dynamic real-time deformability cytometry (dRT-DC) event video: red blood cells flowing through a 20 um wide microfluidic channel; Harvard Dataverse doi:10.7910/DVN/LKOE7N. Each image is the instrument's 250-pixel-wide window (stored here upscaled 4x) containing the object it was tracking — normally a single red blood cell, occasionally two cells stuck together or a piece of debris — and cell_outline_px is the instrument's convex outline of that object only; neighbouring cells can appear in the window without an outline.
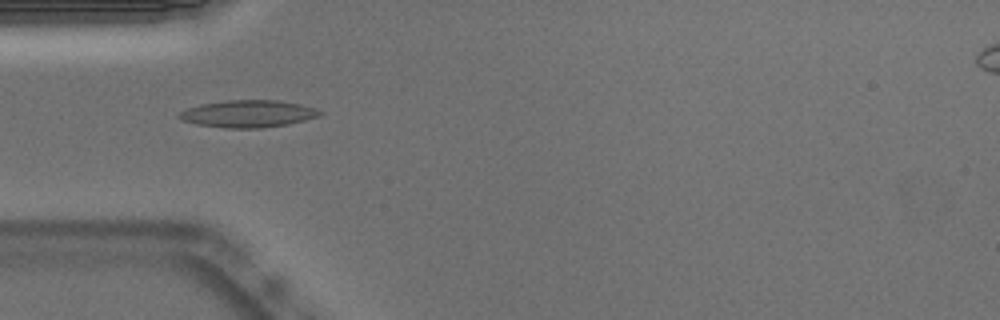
{"species": "Egyptian fruit bat (a non-hibernating species)", "species_latin": "Rousettus aegyptiacus", "temperature_condition": "warm", "stored_images_in_passage": 39, "camera_frame_rate_fps": 3000, "um_per_image_px": 0.085, "animal": {"sex": "male"}, "frame": {"image": 1, "passage_image": 2, "time_ms": 0.333, "image_size_px": [1000, 320], "cell_outline_px": [[324, 112], [320, 116], [288, 124], [260, 128], [224, 128], [196, 124], [180, 120], [176, 116], [180, 112], [188, 108], [200, 104], [228, 100], [280, 100], [300, 104], [316, 108]], "centroid_in_image_um": [21.08, 9.67], "position_along_channel_um": 63.9, "area_um2": 22.43}}
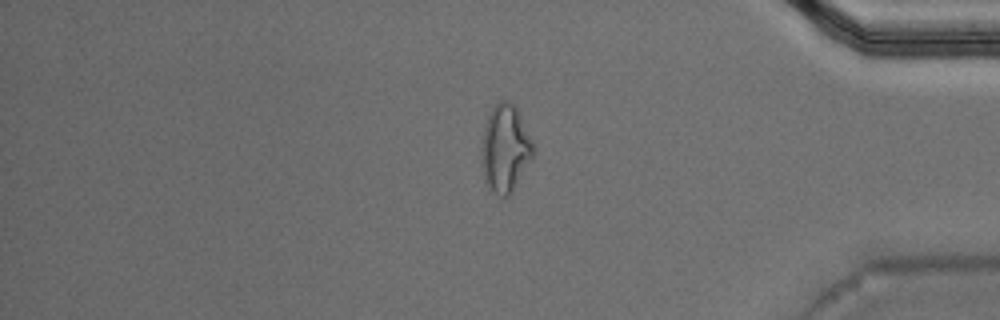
{"frame": {"image": 2, "passage_image": 30, "time_ms": 9.667, "image_size_px": [1000, 320], "cell_outline_px": [[536, 152], [512, 192], [504, 200], [492, 192], [488, 188], [484, 180], [480, 160], [484, 128], [488, 116], [492, 108], [500, 100], [508, 100], [520, 112], [536, 148]], "centroid_in_image_um": [42.95, 12.66], "position_along_channel_um": 392.2, "area_um2": 26.93}}
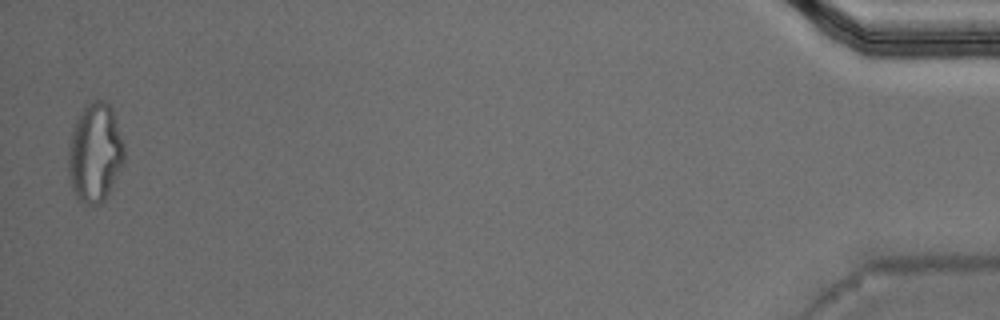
{"frame": {"image": 3, "passage_image": 38, "time_ms": 12.333, "image_size_px": [1000, 320], "cell_outline_px": [[124, 164], [104, 200], [100, 204], [84, 204], [72, 192], [68, 176], [68, 152], [72, 128], [84, 104], [92, 100], [104, 100], [112, 108], [124, 144]], "centroid_in_image_um": [8.06, 12.98], "position_along_channel_um": 427.1, "area_um2": 32.6}, "authors_computed_cell_mechanics": {"area_um2": 20.4612, "velocity_mm_per_s": 3.8001, "shape_relaxation_time_tau1_ms": null, "shape_relaxation_time_tau2_ms": 1.8198, "deformation_change_tau1": null, "deformation_change_tau2": 0.103}}